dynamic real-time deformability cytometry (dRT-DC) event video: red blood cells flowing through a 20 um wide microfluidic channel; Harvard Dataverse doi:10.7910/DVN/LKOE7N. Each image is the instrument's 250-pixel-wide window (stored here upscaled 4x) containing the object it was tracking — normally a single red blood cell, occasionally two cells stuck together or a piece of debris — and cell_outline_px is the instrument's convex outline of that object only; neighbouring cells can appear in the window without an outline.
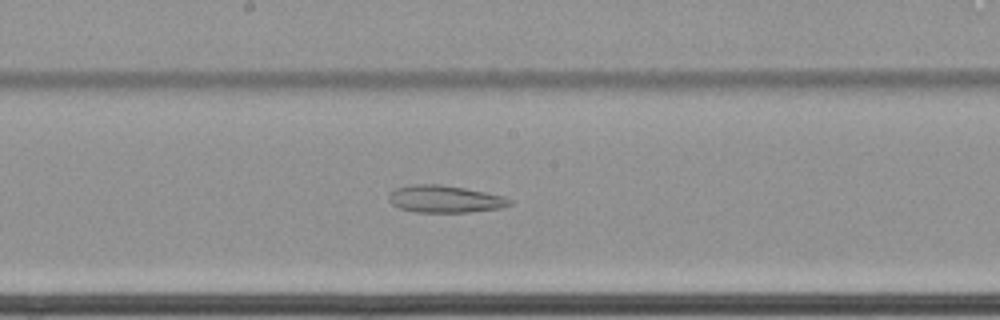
{"species": "common noctule bat (a hibernating species)", "species_latin": "Nyctalus noctula", "temperature_condition": "cold", "stored_images_in_passage": 60, "camera_frame_rate_fps": 3000, "um_per_image_px": 0.085, "animal": {"sex": "female", "body_mass_g": 22.7, "forearm_length_mm": 54.2}, "frame": {"image": 1, "passage_image": 37, "time_ms": 12.0, "image_size_px": [1000, 320], "cell_outline_px": [[512, 204], [500, 208], [468, 212], [416, 212], [396, 208], [388, 200], [388, 196], [396, 188], [412, 184], [440, 184], [464, 188], [504, 196], [512, 200]], "centroid_in_image_um": [37.79, 16.92], "position_along_channel_um": 210.4, "area_um2": 19.19}}
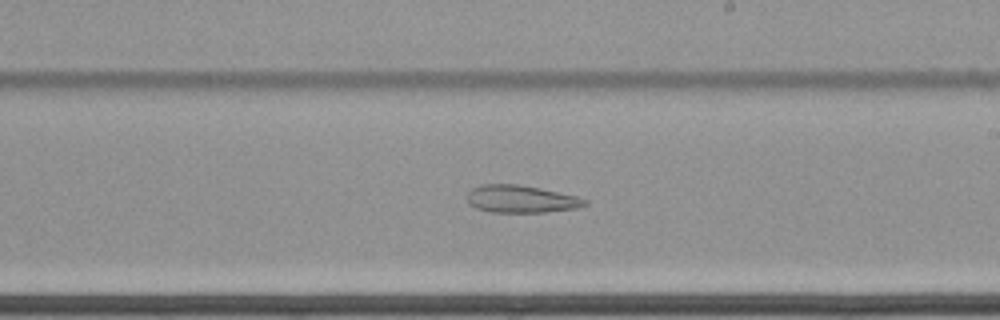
{"frame": {"image": 2, "passage_image": 40, "time_ms": 13.0, "image_size_px": [1000, 320], "cell_outline_px": [[588, 204], [580, 208], [544, 212], [488, 212], [476, 208], [468, 204], [468, 192], [472, 188], [480, 184], [520, 184], [540, 188], [576, 196], [588, 200]], "centroid_in_image_um": [44.29, 16.92], "position_along_channel_um": 244.7, "area_um2": 19.02}}
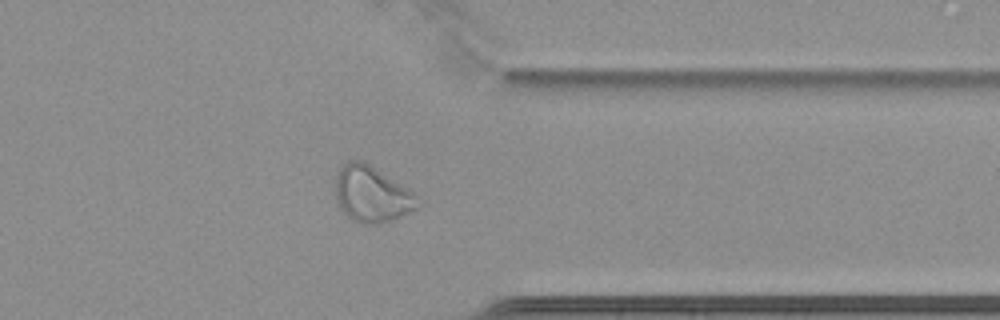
{"frame": {"image": 3, "passage_image": 52, "time_ms": 17.0, "image_size_px": [1000, 320], "cell_outline_px": [[424, 204], [420, 208], [392, 220], [376, 224], [360, 224], [352, 220], [340, 208], [336, 200], [336, 176], [340, 168], [348, 160], [364, 160], [408, 188]], "centroid_in_image_um": [31.64, 16.51], "position_along_channel_um": 379.8, "area_um2": 27.17}}